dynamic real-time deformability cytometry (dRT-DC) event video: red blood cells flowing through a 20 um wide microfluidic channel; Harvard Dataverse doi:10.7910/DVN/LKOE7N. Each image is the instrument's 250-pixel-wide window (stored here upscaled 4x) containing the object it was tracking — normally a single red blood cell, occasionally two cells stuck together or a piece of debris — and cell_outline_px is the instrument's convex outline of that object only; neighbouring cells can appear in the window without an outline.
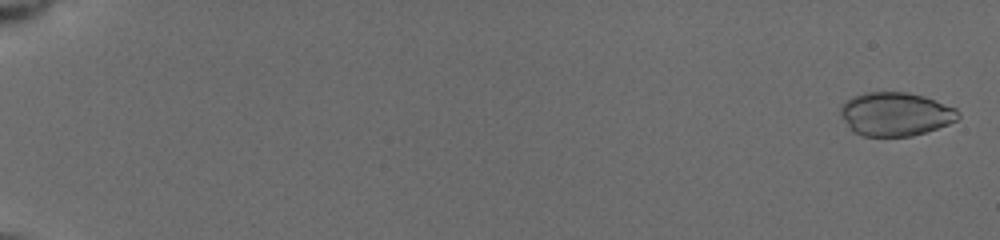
{"species": "common noctule bat (a hibernating species)", "species_latin": "Nyctalus noctula", "temperature_condition": "cold", "stored_images_in_passage": 72, "camera_frame_rate_fps": 3000, "um_per_image_px": 0.085, "animal": {"sex": "female", "body_mass_g": 19.5, "forearm_length_mm": 54.1}, "frame": {"image": 1, "passage_image": 3, "time_ms": 0.333, "image_size_px": [1000, 240], "cell_outline_px": [[960, 116], [956, 120], [948, 124], [912, 136], [864, 136], [852, 132], [844, 120], [840, 112], [840, 104], [852, 96], [864, 92], [908, 92], [924, 96], [936, 100], [956, 108], [960, 112]], "centroid_in_image_um": [76.09, 9.68], "position_along_channel_um": 8.9, "area_um2": 30.06}}
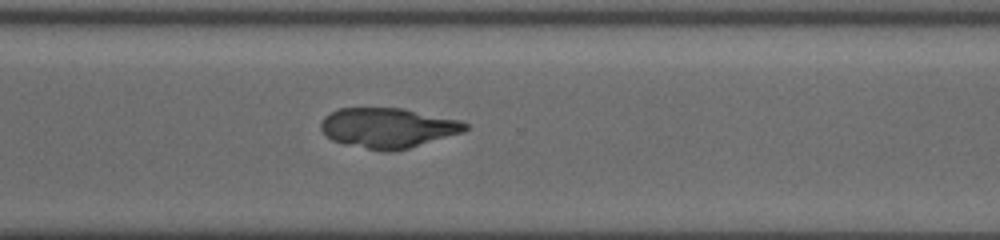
{"frame": {"image": 2, "passage_image": 57, "time_ms": 13.667, "image_size_px": [1000, 240], "cell_outline_px": [[468, 128], [464, 132], [408, 148], [392, 152], [384, 152], [344, 144], [332, 140], [320, 128], [320, 124], [324, 116], [340, 108], [404, 108], [460, 120], [468, 124]], "centroid_in_image_um": [32.98, 10.87], "position_along_channel_um": 337.6, "area_um2": 33.7}}
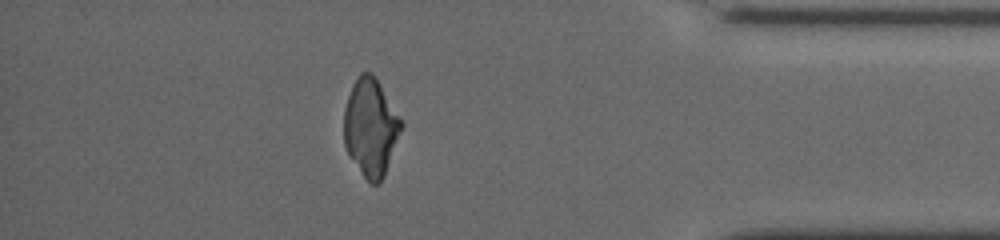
{"frame": {"image": 3, "passage_image": 63, "time_ms": 16.0, "image_size_px": [1000, 240], "cell_outline_px": [[404, 124], [384, 176], [380, 184], [372, 184], [364, 176], [348, 152], [344, 144], [344, 108], [348, 96], [360, 72], [368, 72], [376, 76]], "centroid_in_image_um": [31.52, 10.81], "position_along_channel_um": 403.7, "area_um2": 32.25}}